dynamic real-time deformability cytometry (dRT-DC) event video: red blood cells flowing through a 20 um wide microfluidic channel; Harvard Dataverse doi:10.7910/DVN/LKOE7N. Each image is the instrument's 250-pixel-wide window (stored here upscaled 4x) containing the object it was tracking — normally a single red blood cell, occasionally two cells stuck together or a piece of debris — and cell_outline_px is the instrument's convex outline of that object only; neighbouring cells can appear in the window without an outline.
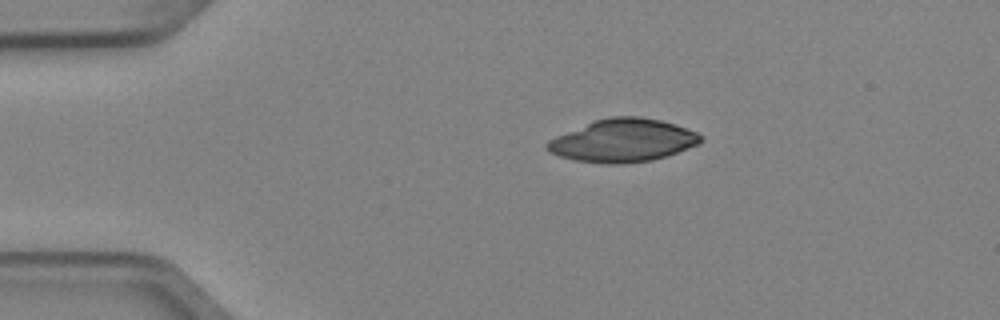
{"species": "Egyptian fruit bat (a non-hibernating species)", "species_latin": "Rousettus aegyptiacus", "temperature_condition": "cold", "stored_images_in_passage": 3, "camera_frame_rate_fps": 3000, "um_per_image_px": 0.085, "animal": {"sex": "female"}, "frame": {"image": 1, "passage_image": 3, "time_ms": 0.667, "image_size_px": [1000, 320], "cell_outline_px": [[704, 140], [700, 144], [652, 160], [624, 164], [604, 164], [576, 160], [560, 156], [548, 152], [544, 148], [544, 144], [548, 140], [556, 136], [596, 120], [612, 116], [640, 116], [660, 120], [676, 124], [696, 132]], "centroid_in_image_um": [52.93, 11.95], "position_along_channel_um": 32.1, "area_um2": 38.32}}